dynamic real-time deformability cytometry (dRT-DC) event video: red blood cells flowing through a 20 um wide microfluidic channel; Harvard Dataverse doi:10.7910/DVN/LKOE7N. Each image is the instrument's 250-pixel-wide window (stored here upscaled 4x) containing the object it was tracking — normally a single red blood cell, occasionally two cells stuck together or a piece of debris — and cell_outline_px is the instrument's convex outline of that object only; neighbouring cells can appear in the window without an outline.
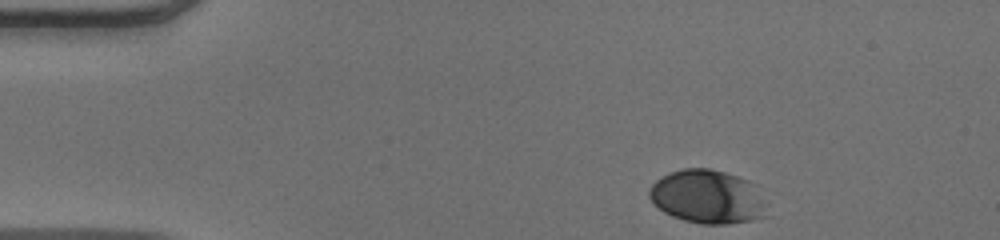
{"species": "human", "species_latin": "Homo sapiens", "temperature_condition": "warm", "stored_images_in_passage": 37, "camera_frame_rate_fps": 3000, "um_per_image_px": 0.085, "donor": {"sex": "male"}, "frame": {"image": 1, "passage_image": 1, "time_ms": 0.0, "image_size_px": [1000, 240], "cell_outline_px": [[764, 216], [752, 220], [728, 224], [700, 224], [684, 220], [672, 216], [664, 212], [648, 196], [648, 192], [652, 184], [656, 180], [680, 168], [708, 168], [724, 172], [748, 180], [756, 184], [764, 204]], "centroid_in_image_um": [60.12, 16.72], "position_along_channel_um": 24.9, "area_um2": 36.47}}
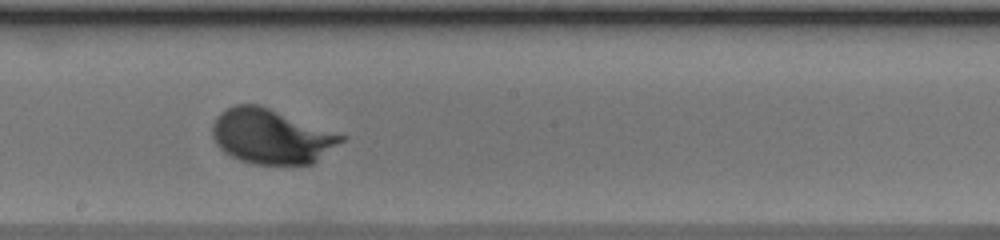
{"frame": {"image": 2, "passage_image": 22, "time_ms": 7.0, "image_size_px": [1000, 240], "cell_outline_px": [[348, 136], [344, 140], [312, 164], [252, 164], [240, 160], [224, 152], [216, 144], [212, 136], [212, 124], [216, 116], [224, 108], [236, 104], [260, 104]], "centroid_in_image_um": [23.04, 11.57], "position_along_channel_um": 225.2, "area_um2": 41.44}}
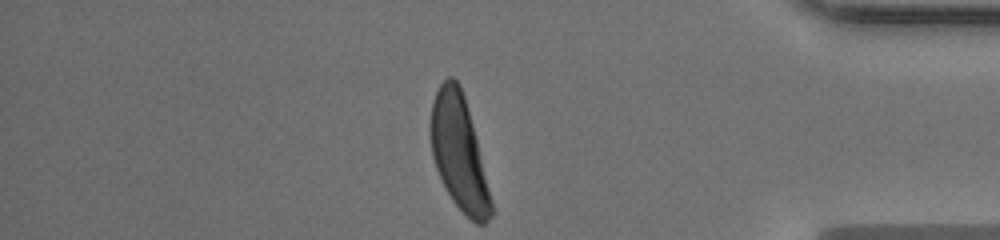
{"frame": {"image": 3, "passage_image": 37, "time_ms": 12.0, "image_size_px": [1000, 240], "cell_outline_px": [[492, 216], [484, 224], [476, 224], [452, 200], [436, 168], [432, 156], [432, 100], [440, 84], [448, 76], [452, 76], [460, 84], [464, 96], [476, 140], [492, 200]], "centroid_in_image_um": [39.02, 12.98], "position_along_channel_um": 396.2, "area_um2": 39.13}, "authors_computed_cell_mechanics": {"area_um2": 40.2288, "velocity_mm_per_s": 4.0087, "shape_relaxation_time_tau1_ms": 2.02, "shape_relaxation_time_tau2_ms": null, "deformation_change_tau1": 0.1564, "deformation_change_tau2": null}}